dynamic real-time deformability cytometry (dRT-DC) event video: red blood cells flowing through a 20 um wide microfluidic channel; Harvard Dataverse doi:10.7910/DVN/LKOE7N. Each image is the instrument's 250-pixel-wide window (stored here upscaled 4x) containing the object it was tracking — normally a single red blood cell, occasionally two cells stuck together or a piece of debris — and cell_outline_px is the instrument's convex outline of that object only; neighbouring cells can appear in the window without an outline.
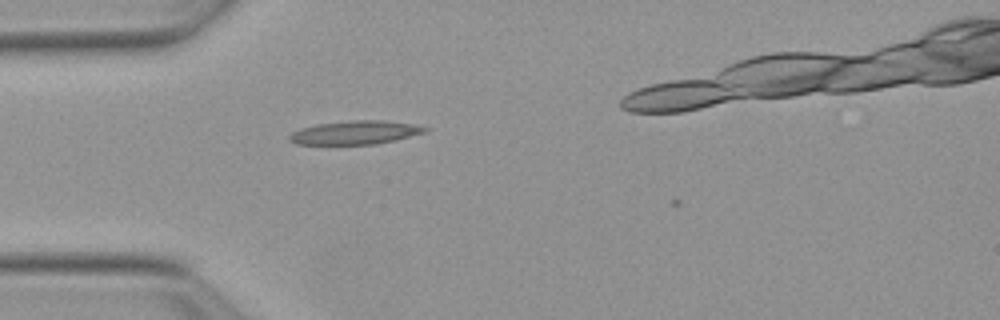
{"species": "Egyptian fruit bat (a non-hibernating species)", "species_latin": "Rousettus aegyptiacus", "temperature_condition": "warm", "stored_images_in_passage": 33, "camera_frame_rate_fps": 3000, "um_per_image_px": 0.085, "animal": {"sex": "female"}, "frame": {"image": 1, "passage_image": 2, "time_ms": 0.333, "image_size_px": [1000, 320], "cell_outline_px": [[428, 128], [424, 132], [396, 140], [376, 144], [296, 144], [288, 140], [288, 136], [292, 132], [300, 128], [316, 124], [352, 120], [380, 120], [412, 124]], "centroid_in_image_um": [30.13, 11.27], "position_along_channel_um": 54.9, "area_um2": 18.5}}
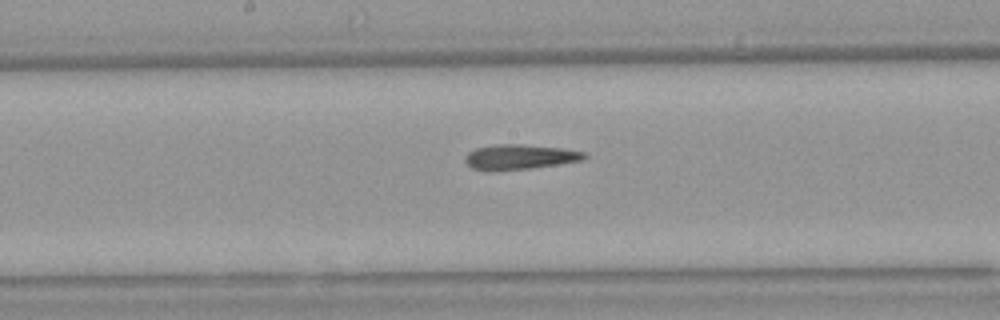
{"frame": {"image": 2, "passage_image": 14, "time_ms": 4.333, "image_size_px": [1000, 320], "cell_outline_px": [[588, 156], [584, 160], [560, 164], [532, 168], [492, 172], [484, 172], [472, 168], [464, 160], [464, 156], [468, 152], [476, 148], [496, 144], [520, 144], [560, 148], [584, 152]], "centroid_in_image_um": [44.13, 13.36], "position_along_channel_um": 204.1, "area_um2": 17.69}}
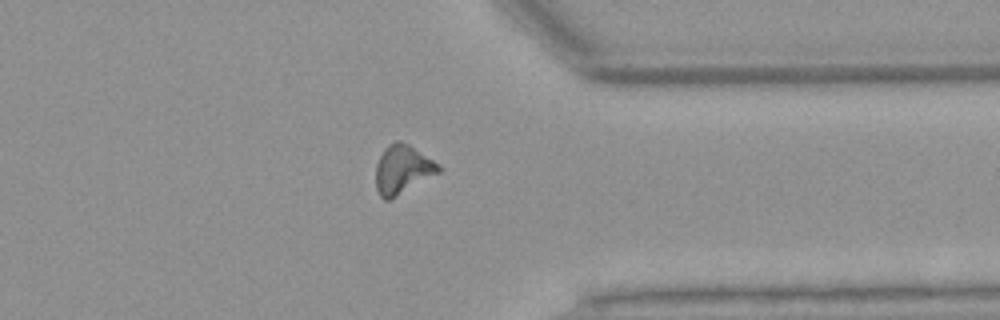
{"frame": {"image": 3, "passage_image": 28, "time_ms": 9.0, "image_size_px": [1000, 320], "cell_outline_px": [[440, 172], [388, 200], [384, 200], [380, 196], [376, 188], [376, 164], [384, 148], [388, 144], [396, 140], [400, 140], [408, 144], [432, 160], [440, 168]], "centroid_in_image_um": [34.16, 14.39], "position_along_channel_um": 377.2, "area_um2": 17.4}, "authors_computed_cell_mechanics": {"area_um2": 17.1088, "velocity_mm_per_s": 3.8632, "shape_relaxation_time_tau1_ms": null, "shape_relaxation_time_tau2_ms": 5.5153, "deformation_change_tau1": null, "deformation_change_tau2": 0.1788}}